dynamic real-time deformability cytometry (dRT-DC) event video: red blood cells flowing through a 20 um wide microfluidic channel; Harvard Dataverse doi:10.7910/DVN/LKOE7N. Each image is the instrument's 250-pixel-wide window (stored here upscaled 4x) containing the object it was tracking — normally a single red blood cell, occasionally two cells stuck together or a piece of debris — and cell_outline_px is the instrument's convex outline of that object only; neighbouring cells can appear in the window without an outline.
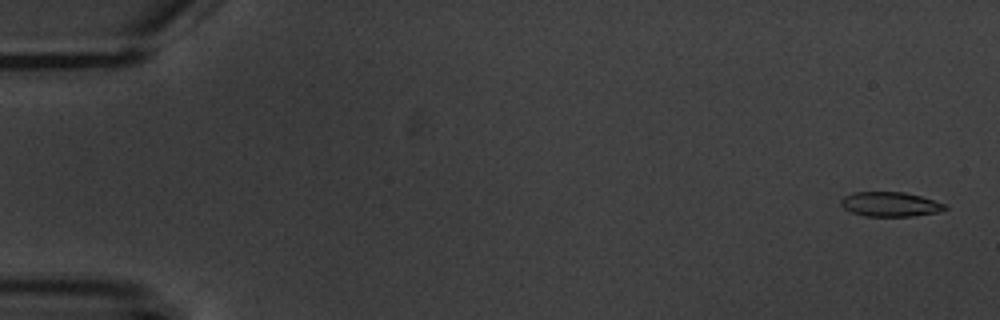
{"species": "common noctule bat (a hibernating species)", "species_latin": "Nyctalus noctula", "temperature_condition": "warm", "stored_images_in_passage": 15, "camera_frame_rate_fps": 3000, "um_per_image_px": 0.085, "animal": {"sex": "male", "body_mass_g": 20.1, "forearm_length_mm": 53.5}, "frame": {"image": 1, "passage_image": 1, "time_ms": 0.0, "image_size_px": [1000, 320], "cell_outline_px": [[948, 208], [936, 212], [912, 216], [864, 216], [852, 212], [844, 208], [840, 204], [840, 200], [844, 196], [852, 192], [904, 192], [920, 196], [948, 204]], "centroid_in_image_um": [75.66, 17.35], "position_along_channel_um": 9.3, "area_um2": 14.91}}
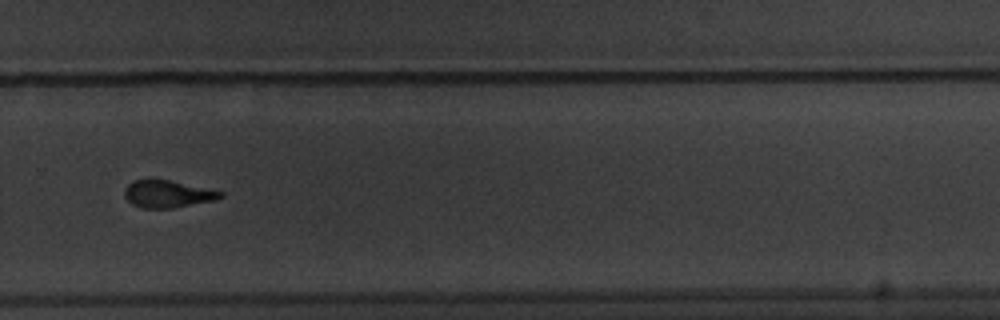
{"frame": {"image": 2, "passage_image": 11, "time_ms": 12.667, "image_size_px": [1000, 320], "cell_outline_px": [[224, 196], [216, 200], [172, 208], [140, 208], [132, 204], [124, 196], [124, 188], [132, 180], [148, 176], [152, 176], [224, 192]], "centroid_in_image_um": [14.18, 16.44], "position_along_channel_um": 315.6, "area_um2": 15.84}}
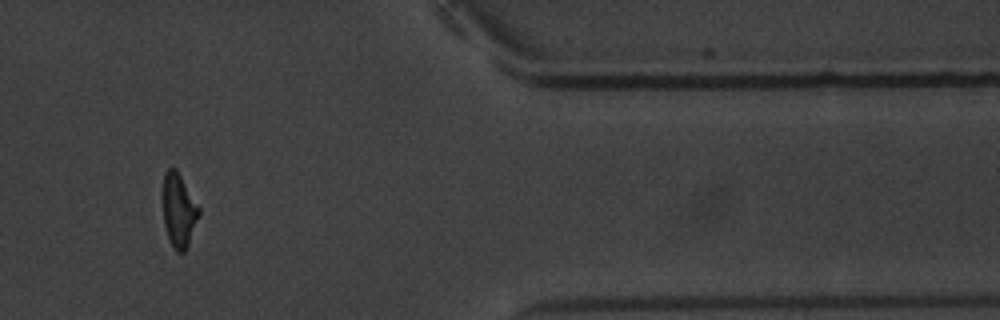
{"frame": {"image": 3, "passage_image": 13, "time_ms": 15.667, "image_size_px": [1000, 320], "cell_outline_px": [[200, 216], [188, 244], [184, 252], [176, 252], [168, 240], [164, 224], [160, 196], [160, 192], [164, 172], [168, 168], [176, 168], [200, 208]], "centroid_in_image_um": [15.14, 17.84], "position_along_channel_um": 396.3, "area_um2": 16.18}}